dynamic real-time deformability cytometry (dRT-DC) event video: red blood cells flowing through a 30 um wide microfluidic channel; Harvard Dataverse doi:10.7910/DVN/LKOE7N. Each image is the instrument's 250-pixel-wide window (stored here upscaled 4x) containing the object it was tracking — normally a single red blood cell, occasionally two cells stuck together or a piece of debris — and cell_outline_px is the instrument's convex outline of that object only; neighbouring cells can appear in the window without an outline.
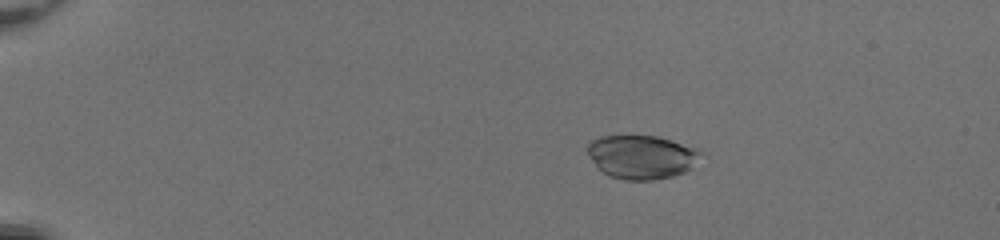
{"species": "common noctule bat (a hibernating species)", "species_latin": "Nyctalus noctula", "temperature_condition": "room temperature", "stored_images_in_passage": 54, "camera_frame_rate_fps": 3000, "um_per_image_px": 0.085, "animal": {"sex": "female", "body_mass_g": 20.0, "forearm_length_mm": 54.0}, "frame": {"image": 1, "passage_image": 12, "time_ms": 3.667, "image_size_px": [1000, 240], "cell_outline_px": [[708, 156], [692, 168], [684, 172], [672, 176], [652, 180], [624, 180], [608, 176], [596, 168], [588, 156], [588, 140], [600, 136], [656, 136], [672, 140], [700, 148], [708, 152]], "centroid_in_image_um": [54.62, 13.34], "position_along_channel_um": 30.4, "area_um2": 29.88}}
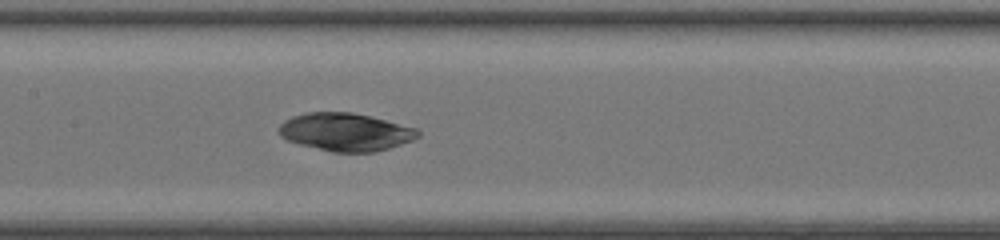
{"frame": {"image": 2, "passage_image": 30, "time_ms": 9.667, "image_size_px": [1000, 240], "cell_outline_px": [[420, 136], [412, 140], [388, 148], [372, 152], [332, 152], [300, 144], [288, 140], [280, 136], [276, 128], [284, 120], [292, 116], [304, 112], [352, 112], [372, 116], [416, 128], [420, 132]], "centroid_in_image_um": [29.34, 11.2], "position_along_channel_um": 178.1, "area_um2": 30.81}}
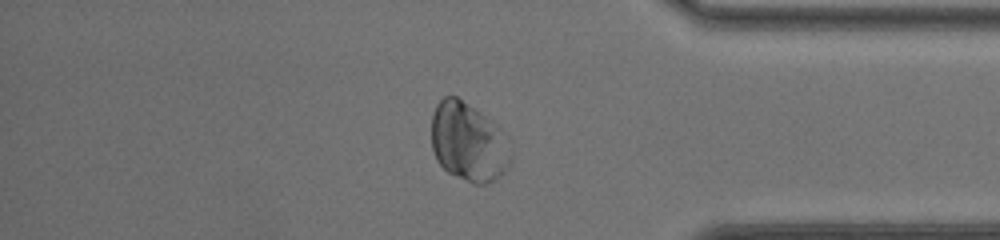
{"frame": {"image": 3, "passage_image": 47, "time_ms": 15.333, "image_size_px": [1000, 240], "cell_outline_px": [[512, 156], [508, 168], [496, 180], [484, 184], [476, 184], [456, 176], [448, 172], [436, 160], [432, 148], [432, 112], [436, 104], [444, 96], [456, 96], [480, 112], [496, 124], [512, 140]], "centroid_in_image_um": [39.86, 12.08], "position_along_channel_um": 395.3, "area_um2": 36.93}}